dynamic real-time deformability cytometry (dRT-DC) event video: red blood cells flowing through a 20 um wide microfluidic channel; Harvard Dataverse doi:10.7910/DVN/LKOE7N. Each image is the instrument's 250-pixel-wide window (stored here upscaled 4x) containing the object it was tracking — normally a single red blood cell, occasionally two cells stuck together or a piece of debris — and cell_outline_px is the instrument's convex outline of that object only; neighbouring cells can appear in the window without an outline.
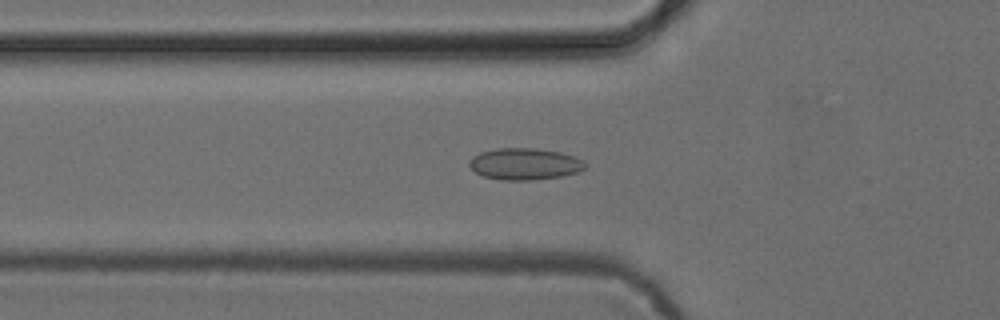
{"species": "common noctule bat (a hibernating species)", "species_latin": "Nyctalus noctula", "temperature_condition": "cold", "stored_images_in_passage": 53, "camera_frame_rate_fps": 3000, "um_per_image_px": 0.085, "animal": {"sex": "female", "body_mass_g": 24.6, "forearm_length_mm": 56.2}, "frame": {"image": 1, "passage_image": 19, "time_ms": 6.0, "image_size_px": [1000, 320], "cell_outline_px": [[588, 164], [580, 172], [560, 176], [528, 180], [500, 180], [484, 176], [476, 172], [468, 164], [468, 160], [472, 156], [480, 152], [496, 148], [536, 148], [560, 152], [584, 160]], "centroid_in_image_um": [44.59, 13.93], "position_along_channel_um": 81.2, "area_um2": 21.44}}
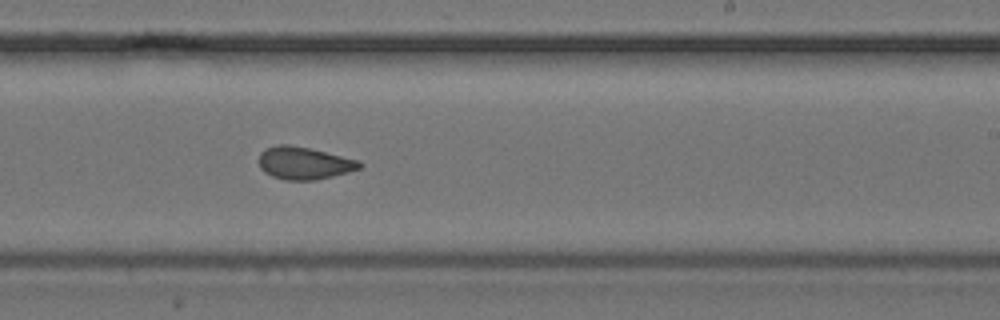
{"frame": {"image": 2, "passage_image": 33, "time_ms": 10.667, "image_size_px": [1000, 320], "cell_outline_px": [[364, 164], [360, 168], [348, 172], [316, 180], [284, 180], [272, 176], [264, 172], [260, 168], [260, 152], [264, 148], [276, 144], [288, 144], [308, 148], [360, 160]], "centroid_in_image_um": [25.84, 13.86], "position_along_channel_um": 263.2, "area_um2": 19.13}}
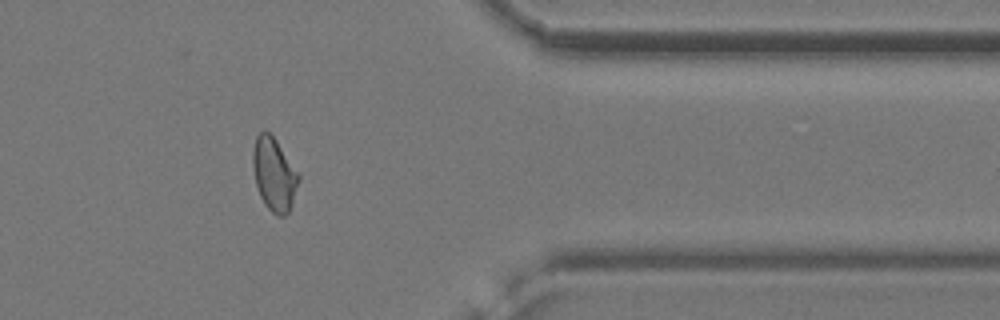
{"frame": {"image": 3, "passage_image": 44, "time_ms": 14.333, "image_size_px": [1000, 320], "cell_outline_px": [[300, 180], [288, 212], [284, 216], [276, 216], [264, 204], [260, 196], [256, 184], [252, 164], [252, 152], [256, 136], [264, 128], [276, 140], [300, 176]], "centroid_in_image_um": [23.28, 14.81], "position_along_channel_um": 388.1, "area_um2": 19.36}, "authors_computed_cell_mechanics": {"area_um2": 19.5364, "velocity_mm_per_s": 3.882, "shape_relaxation_time_tau1_ms": null, "shape_relaxation_time_tau2_ms": 1.8122, "deformation_change_tau1": null, "deformation_change_tau2": 0.0651}}